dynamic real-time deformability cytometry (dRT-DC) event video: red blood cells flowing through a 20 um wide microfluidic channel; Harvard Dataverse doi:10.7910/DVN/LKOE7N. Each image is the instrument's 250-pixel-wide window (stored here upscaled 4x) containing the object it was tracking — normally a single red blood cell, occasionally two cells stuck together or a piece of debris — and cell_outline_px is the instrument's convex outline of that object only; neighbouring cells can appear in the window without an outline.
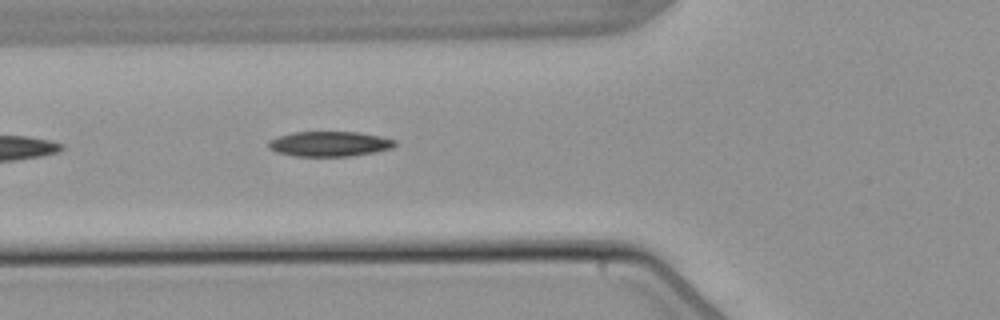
{"species": "common noctule bat (a hibernating species)", "species_latin": "Nyctalus noctula", "temperature_condition": "warm", "stored_images_in_passage": 3, "camera_frame_rate_fps": 3000, "um_per_image_px": 0.085, "animal": {"sex": "male", "body_mass_g": 21.5, "forearm_length_mm": 52.0}, "frame": {"image": 1, "passage_image": 3, "time_ms": 2.667, "image_size_px": [1000, 320], "cell_outline_px": [[396, 144], [392, 148], [352, 156], [296, 156], [276, 152], [268, 148], [268, 140], [292, 132], [360, 132], [380, 136], [396, 140]], "centroid_in_image_um": [27.99, 12.23], "position_along_channel_um": 97.8, "area_um2": 18.44}}